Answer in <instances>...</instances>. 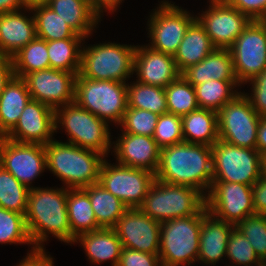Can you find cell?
I'll return each mask as SVG.
<instances>
[{"instance_id":"54","label":"cell","mask_w":266,"mask_h":266,"mask_svg":"<svg viewBox=\"0 0 266 266\" xmlns=\"http://www.w3.org/2000/svg\"><path fill=\"white\" fill-rule=\"evenodd\" d=\"M262 175H266V152L261 154Z\"/></svg>"},{"instance_id":"34","label":"cell","mask_w":266,"mask_h":266,"mask_svg":"<svg viewBox=\"0 0 266 266\" xmlns=\"http://www.w3.org/2000/svg\"><path fill=\"white\" fill-rule=\"evenodd\" d=\"M14 76L23 78L26 74L50 68L47 41L35 37L12 56Z\"/></svg>"},{"instance_id":"46","label":"cell","mask_w":266,"mask_h":266,"mask_svg":"<svg viewBox=\"0 0 266 266\" xmlns=\"http://www.w3.org/2000/svg\"><path fill=\"white\" fill-rule=\"evenodd\" d=\"M250 20H262L266 15V0H225Z\"/></svg>"},{"instance_id":"12","label":"cell","mask_w":266,"mask_h":266,"mask_svg":"<svg viewBox=\"0 0 266 266\" xmlns=\"http://www.w3.org/2000/svg\"><path fill=\"white\" fill-rule=\"evenodd\" d=\"M155 181V174L142 168H133L104 159L99 183L128 208H139Z\"/></svg>"},{"instance_id":"10","label":"cell","mask_w":266,"mask_h":266,"mask_svg":"<svg viewBox=\"0 0 266 266\" xmlns=\"http://www.w3.org/2000/svg\"><path fill=\"white\" fill-rule=\"evenodd\" d=\"M212 182L253 186L262 176L261 154L218 140L212 147Z\"/></svg>"},{"instance_id":"27","label":"cell","mask_w":266,"mask_h":266,"mask_svg":"<svg viewBox=\"0 0 266 266\" xmlns=\"http://www.w3.org/2000/svg\"><path fill=\"white\" fill-rule=\"evenodd\" d=\"M215 49L204 27L196 19L189 26L173 56L178 71L182 73L191 65L199 63Z\"/></svg>"},{"instance_id":"4","label":"cell","mask_w":266,"mask_h":266,"mask_svg":"<svg viewBox=\"0 0 266 266\" xmlns=\"http://www.w3.org/2000/svg\"><path fill=\"white\" fill-rule=\"evenodd\" d=\"M58 129L65 131L67 143L110 155V125L75 102L55 109V133Z\"/></svg>"},{"instance_id":"42","label":"cell","mask_w":266,"mask_h":266,"mask_svg":"<svg viewBox=\"0 0 266 266\" xmlns=\"http://www.w3.org/2000/svg\"><path fill=\"white\" fill-rule=\"evenodd\" d=\"M159 115L147 110L127 107L120 123L124 133L153 137Z\"/></svg>"},{"instance_id":"45","label":"cell","mask_w":266,"mask_h":266,"mask_svg":"<svg viewBox=\"0 0 266 266\" xmlns=\"http://www.w3.org/2000/svg\"><path fill=\"white\" fill-rule=\"evenodd\" d=\"M117 266H162L159 254L122 247Z\"/></svg>"},{"instance_id":"30","label":"cell","mask_w":266,"mask_h":266,"mask_svg":"<svg viewBox=\"0 0 266 266\" xmlns=\"http://www.w3.org/2000/svg\"><path fill=\"white\" fill-rule=\"evenodd\" d=\"M67 210L71 228V244L79 234L101 228L97 224L88 193L83 188L68 189Z\"/></svg>"},{"instance_id":"28","label":"cell","mask_w":266,"mask_h":266,"mask_svg":"<svg viewBox=\"0 0 266 266\" xmlns=\"http://www.w3.org/2000/svg\"><path fill=\"white\" fill-rule=\"evenodd\" d=\"M181 118L185 142L212 147L219 140L217 112L199 108Z\"/></svg>"},{"instance_id":"3","label":"cell","mask_w":266,"mask_h":266,"mask_svg":"<svg viewBox=\"0 0 266 266\" xmlns=\"http://www.w3.org/2000/svg\"><path fill=\"white\" fill-rule=\"evenodd\" d=\"M45 158L47 170L62 181L63 187L82 189L99 183L101 165L106 157L99 152L53 139L45 145Z\"/></svg>"},{"instance_id":"31","label":"cell","mask_w":266,"mask_h":266,"mask_svg":"<svg viewBox=\"0 0 266 266\" xmlns=\"http://www.w3.org/2000/svg\"><path fill=\"white\" fill-rule=\"evenodd\" d=\"M89 196L97 224L101 228H113L128 207L100 183L83 188Z\"/></svg>"},{"instance_id":"7","label":"cell","mask_w":266,"mask_h":266,"mask_svg":"<svg viewBox=\"0 0 266 266\" xmlns=\"http://www.w3.org/2000/svg\"><path fill=\"white\" fill-rule=\"evenodd\" d=\"M206 205L205 196L193 187L156 180L139 207L157 222L197 214Z\"/></svg>"},{"instance_id":"38","label":"cell","mask_w":266,"mask_h":266,"mask_svg":"<svg viewBox=\"0 0 266 266\" xmlns=\"http://www.w3.org/2000/svg\"><path fill=\"white\" fill-rule=\"evenodd\" d=\"M168 113L183 117L199 109L195 89L182 75L164 88Z\"/></svg>"},{"instance_id":"15","label":"cell","mask_w":266,"mask_h":266,"mask_svg":"<svg viewBox=\"0 0 266 266\" xmlns=\"http://www.w3.org/2000/svg\"><path fill=\"white\" fill-rule=\"evenodd\" d=\"M205 11L196 15L216 49H230L250 19L225 0H208Z\"/></svg>"},{"instance_id":"26","label":"cell","mask_w":266,"mask_h":266,"mask_svg":"<svg viewBox=\"0 0 266 266\" xmlns=\"http://www.w3.org/2000/svg\"><path fill=\"white\" fill-rule=\"evenodd\" d=\"M181 75L193 86L209 80L238 81L229 49H215L199 63L185 69Z\"/></svg>"},{"instance_id":"19","label":"cell","mask_w":266,"mask_h":266,"mask_svg":"<svg viewBox=\"0 0 266 266\" xmlns=\"http://www.w3.org/2000/svg\"><path fill=\"white\" fill-rule=\"evenodd\" d=\"M54 134L55 110L31 99L6 137L13 142L46 145L55 139Z\"/></svg>"},{"instance_id":"40","label":"cell","mask_w":266,"mask_h":266,"mask_svg":"<svg viewBox=\"0 0 266 266\" xmlns=\"http://www.w3.org/2000/svg\"><path fill=\"white\" fill-rule=\"evenodd\" d=\"M227 259L230 263L229 265L226 263V266H265L248 239L236 226L232 229L228 240L225 260Z\"/></svg>"},{"instance_id":"35","label":"cell","mask_w":266,"mask_h":266,"mask_svg":"<svg viewBox=\"0 0 266 266\" xmlns=\"http://www.w3.org/2000/svg\"><path fill=\"white\" fill-rule=\"evenodd\" d=\"M31 11L35 20L37 37L45 41L84 38L77 35L71 27L47 5L33 7Z\"/></svg>"},{"instance_id":"1","label":"cell","mask_w":266,"mask_h":266,"mask_svg":"<svg viewBox=\"0 0 266 266\" xmlns=\"http://www.w3.org/2000/svg\"><path fill=\"white\" fill-rule=\"evenodd\" d=\"M68 188L34 187L30 189L25 214L27 229L37 251H46L49 234L71 244V228L67 210Z\"/></svg>"},{"instance_id":"18","label":"cell","mask_w":266,"mask_h":266,"mask_svg":"<svg viewBox=\"0 0 266 266\" xmlns=\"http://www.w3.org/2000/svg\"><path fill=\"white\" fill-rule=\"evenodd\" d=\"M122 246L151 254H159L161 223L140 208H128L113 227Z\"/></svg>"},{"instance_id":"11","label":"cell","mask_w":266,"mask_h":266,"mask_svg":"<svg viewBox=\"0 0 266 266\" xmlns=\"http://www.w3.org/2000/svg\"><path fill=\"white\" fill-rule=\"evenodd\" d=\"M219 139L229 144L256 149L261 117L254 111L243 91L218 112Z\"/></svg>"},{"instance_id":"47","label":"cell","mask_w":266,"mask_h":266,"mask_svg":"<svg viewBox=\"0 0 266 266\" xmlns=\"http://www.w3.org/2000/svg\"><path fill=\"white\" fill-rule=\"evenodd\" d=\"M253 206L256 214L266 215V175H262L252 186Z\"/></svg>"},{"instance_id":"55","label":"cell","mask_w":266,"mask_h":266,"mask_svg":"<svg viewBox=\"0 0 266 266\" xmlns=\"http://www.w3.org/2000/svg\"><path fill=\"white\" fill-rule=\"evenodd\" d=\"M6 139H7L6 134L0 130V153Z\"/></svg>"},{"instance_id":"36","label":"cell","mask_w":266,"mask_h":266,"mask_svg":"<svg viewBox=\"0 0 266 266\" xmlns=\"http://www.w3.org/2000/svg\"><path fill=\"white\" fill-rule=\"evenodd\" d=\"M128 107L143 109L158 115L168 112L165 90L138 81L127 82Z\"/></svg>"},{"instance_id":"56","label":"cell","mask_w":266,"mask_h":266,"mask_svg":"<svg viewBox=\"0 0 266 266\" xmlns=\"http://www.w3.org/2000/svg\"><path fill=\"white\" fill-rule=\"evenodd\" d=\"M261 21L266 25V15Z\"/></svg>"},{"instance_id":"48","label":"cell","mask_w":266,"mask_h":266,"mask_svg":"<svg viewBox=\"0 0 266 266\" xmlns=\"http://www.w3.org/2000/svg\"><path fill=\"white\" fill-rule=\"evenodd\" d=\"M14 77L12 57L0 54V96L5 86Z\"/></svg>"},{"instance_id":"16","label":"cell","mask_w":266,"mask_h":266,"mask_svg":"<svg viewBox=\"0 0 266 266\" xmlns=\"http://www.w3.org/2000/svg\"><path fill=\"white\" fill-rule=\"evenodd\" d=\"M78 74L49 68L26 74L22 79L32 100L55 110L74 102L75 81Z\"/></svg>"},{"instance_id":"53","label":"cell","mask_w":266,"mask_h":266,"mask_svg":"<svg viewBox=\"0 0 266 266\" xmlns=\"http://www.w3.org/2000/svg\"><path fill=\"white\" fill-rule=\"evenodd\" d=\"M51 0H24L25 6L32 9L40 5H47Z\"/></svg>"},{"instance_id":"14","label":"cell","mask_w":266,"mask_h":266,"mask_svg":"<svg viewBox=\"0 0 266 266\" xmlns=\"http://www.w3.org/2000/svg\"><path fill=\"white\" fill-rule=\"evenodd\" d=\"M206 208L214 217L236 226L255 214L252 186L234 182H212Z\"/></svg>"},{"instance_id":"6","label":"cell","mask_w":266,"mask_h":266,"mask_svg":"<svg viewBox=\"0 0 266 266\" xmlns=\"http://www.w3.org/2000/svg\"><path fill=\"white\" fill-rule=\"evenodd\" d=\"M74 102L108 125L119 127L128 107L127 83L76 76ZM110 123V124H109ZM117 124V125H116Z\"/></svg>"},{"instance_id":"8","label":"cell","mask_w":266,"mask_h":266,"mask_svg":"<svg viewBox=\"0 0 266 266\" xmlns=\"http://www.w3.org/2000/svg\"><path fill=\"white\" fill-rule=\"evenodd\" d=\"M201 222L202 209L195 215L161 223L159 256L162 266H191L197 262Z\"/></svg>"},{"instance_id":"29","label":"cell","mask_w":266,"mask_h":266,"mask_svg":"<svg viewBox=\"0 0 266 266\" xmlns=\"http://www.w3.org/2000/svg\"><path fill=\"white\" fill-rule=\"evenodd\" d=\"M31 95L22 78L13 77L0 96V130L7 134L17 123Z\"/></svg>"},{"instance_id":"44","label":"cell","mask_w":266,"mask_h":266,"mask_svg":"<svg viewBox=\"0 0 266 266\" xmlns=\"http://www.w3.org/2000/svg\"><path fill=\"white\" fill-rule=\"evenodd\" d=\"M250 84V92L243 94L249 100L251 106L254 111L260 117H266V68L259 74H257L254 78L248 81L246 84Z\"/></svg>"},{"instance_id":"51","label":"cell","mask_w":266,"mask_h":266,"mask_svg":"<svg viewBox=\"0 0 266 266\" xmlns=\"http://www.w3.org/2000/svg\"><path fill=\"white\" fill-rule=\"evenodd\" d=\"M256 150L263 154L266 152V117H261L257 131Z\"/></svg>"},{"instance_id":"24","label":"cell","mask_w":266,"mask_h":266,"mask_svg":"<svg viewBox=\"0 0 266 266\" xmlns=\"http://www.w3.org/2000/svg\"><path fill=\"white\" fill-rule=\"evenodd\" d=\"M77 34L88 40L101 23L103 15L91 0H51L48 4Z\"/></svg>"},{"instance_id":"49","label":"cell","mask_w":266,"mask_h":266,"mask_svg":"<svg viewBox=\"0 0 266 266\" xmlns=\"http://www.w3.org/2000/svg\"><path fill=\"white\" fill-rule=\"evenodd\" d=\"M47 251H38L36 254L31 256H24L25 258L16 263V266H55L54 257H52Z\"/></svg>"},{"instance_id":"25","label":"cell","mask_w":266,"mask_h":266,"mask_svg":"<svg viewBox=\"0 0 266 266\" xmlns=\"http://www.w3.org/2000/svg\"><path fill=\"white\" fill-rule=\"evenodd\" d=\"M76 243L81 245L92 265L110 261L111 266H117L123 247L113 228H100L79 234L73 245Z\"/></svg>"},{"instance_id":"5","label":"cell","mask_w":266,"mask_h":266,"mask_svg":"<svg viewBox=\"0 0 266 266\" xmlns=\"http://www.w3.org/2000/svg\"><path fill=\"white\" fill-rule=\"evenodd\" d=\"M85 43L84 39L79 72L82 77L124 83L133 77L134 53L137 45L112 41L93 45Z\"/></svg>"},{"instance_id":"22","label":"cell","mask_w":266,"mask_h":266,"mask_svg":"<svg viewBox=\"0 0 266 266\" xmlns=\"http://www.w3.org/2000/svg\"><path fill=\"white\" fill-rule=\"evenodd\" d=\"M235 226L214 217L202 208V222L197 262L204 265H216L225 260L230 233Z\"/></svg>"},{"instance_id":"21","label":"cell","mask_w":266,"mask_h":266,"mask_svg":"<svg viewBox=\"0 0 266 266\" xmlns=\"http://www.w3.org/2000/svg\"><path fill=\"white\" fill-rule=\"evenodd\" d=\"M133 75L137 76L138 82L166 88L181 73L173 56L138 44L134 53Z\"/></svg>"},{"instance_id":"23","label":"cell","mask_w":266,"mask_h":266,"mask_svg":"<svg viewBox=\"0 0 266 266\" xmlns=\"http://www.w3.org/2000/svg\"><path fill=\"white\" fill-rule=\"evenodd\" d=\"M27 12L30 13L27 15ZM36 36L30 8L0 14V54L12 57Z\"/></svg>"},{"instance_id":"41","label":"cell","mask_w":266,"mask_h":266,"mask_svg":"<svg viewBox=\"0 0 266 266\" xmlns=\"http://www.w3.org/2000/svg\"><path fill=\"white\" fill-rule=\"evenodd\" d=\"M236 227L248 239L256 255L266 265V215L253 214Z\"/></svg>"},{"instance_id":"9","label":"cell","mask_w":266,"mask_h":266,"mask_svg":"<svg viewBox=\"0 0 266 266\" xmlns=\"http://www.w3.org/2000/svg\"><path fill=\"white\" fill-rule=\"evenodd\" d=\"M152 10L147 21V38L150 39L146 45L174 56L196 15L169 0L160 1Z\"/></svg>"},{"instance_id":"33","label":"cell","mask_w":266,"mask_h":266,"mask_svg":"<svg viewBox=\"0 0 266 266\" xmlns=\"http://www.w3.org/2000/svg\"><path fill=\"white\" fill-rule=\"evenodd\" d=\"M84 39L67 38L47 41L50 68L79 73Z\"/></svg>"},{"instance_id":"52","label":"cell","mask_w":266,"mask_h":266,"mask_svg":"<svg viewBox=\"0 0 266 266\" xmlns=\"http://www.w3.org/2000/svg\"><path fill=\"white\" fill-rule=\"evenodd\" d=\"M24 0H0V14L23 9Z\"/></svg>"},{"instance_id":"13","label":"cell","mask_w":266,"mask_h":266,"mask_svg":"<svg viewBox=\"0 0 266 266\" xmlns=\"http://www.w3.org/2000/svg\"><path fill=\"white\" fill-rule=\"evenodd\" d=\"M229 50L235 76L243 86L266 68V25L251 20Z\"/></svg>"},{"instance_id":"17","label":"cell","mask_w":266,"mask_h":266,"mask_svg":"<svg viewBox=\"0 0 266 266\" xmlns=\"http://www.w3.org/2000/svg\"><path fill=\"white\" fill-rule=\"evenodd\" d=\"M0 165L29 189L46 168L45 145L13 142L6 139L0 153Z\"/></svg>"},{"instance_id":"37","label":"cell","mask_w":266,"mask_h":266,"mask_svg":"<svg viewBox=\"0 0 266 266\" xmlns=\"http://www.w3.org/2000/svg\"><path fill=\"white\" fill-rule=\"evenodd\" d=\"M0 244H27L31 249L27 255L31 256L38 251L33 247L23 214L0 207Z\"/></svg>"},{"instance_id":"32","label":"cell","mask_w":266,"mask_h":266,"mask_svg":"<svg viewBox=\"0 0 266 266\" xmlns=\"http://www.w3.org/2000/svg\"><path fill=\"white\" fill-rule=\"evenodd\" d=\"M238 81L209 80L194 86L199 108L218 112L241 91Z\"/></svg>"},{"instance_id":"2","label":"cell","mask_w":266,"mask_h":266,"mask_svg":"<svg viewBox=\"0 0 266 266\" xmlns=\"http://www.w3.org/2000/svg\"><path fill=\"white\" fill-rule=\"evenodd\" d=\"M212 178L211 146L183 141L160 150L156 180L193 187L206 197Z\"/></svg>"},{"instance_id":"50","label":"cell","mask_w":266,"mask_h":266,"mask_svg":"<svg viewBox=\"0 0 266 266\" xmlns=\"http://www.w3.org/2000/svg\"><path fill=\"white\" fill-rule=\"evenodd\" d=\"M124 0H93V6L102 14L108 12L114 14Z\"/></svg>"},{"instance_id":"43","label":"cell","mask_w":266,"mask_h":266,"mask_svg":"<svg viewBox=\"0 0 266 266\" xmlns=\"http://www.w3.org/2000/svg\"><path fill=\"white\" fill-rule=\"evenodd\" d=\"M153 138L160 149L183 142L182 118L168 112L159 115Z\"/></svg>"},{"instance_id":"39","label":"cell","mask_w":266,"mask_h":266,"mask_svg":"<svg viewBox=\"0 0 266 266\" xmlns=\"http://www.w3.org/2000/svg\"><path fill=\"white\" fill-rule=\"evenodd\" d=\"M30 189L0 165V207L25 216Z\"/></svg>"},{"instance_id":"20","label":"cell","mask_w":266,"mask_h":266,"mask_svg":"<svg viewBox=\"0 0 266 266\" xmlns=\"http://www.w3.org/2000/svg\"><path fill=\"white\" fill-rule=\"evenodd\" d=\"M160 148L153 137L121 132L112 141L111 155L116 162L156 173L160 162Z\"/></svg>"}]
</instances>
